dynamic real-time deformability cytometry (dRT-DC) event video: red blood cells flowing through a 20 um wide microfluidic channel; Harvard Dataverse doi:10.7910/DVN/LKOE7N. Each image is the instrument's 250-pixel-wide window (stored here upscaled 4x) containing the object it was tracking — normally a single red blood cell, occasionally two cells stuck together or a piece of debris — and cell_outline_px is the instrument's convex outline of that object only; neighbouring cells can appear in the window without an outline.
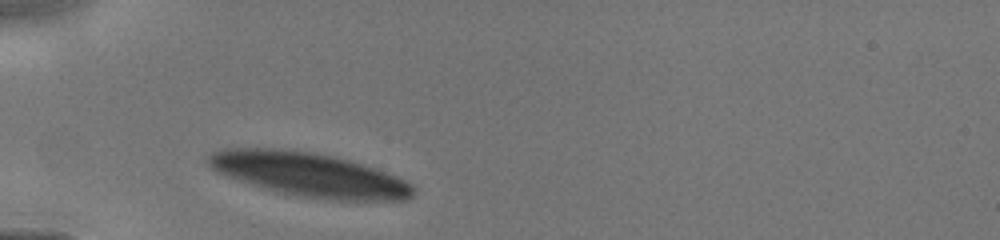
{"species": "human", "species_latin": "Homo sapiens", "temperature_condition": "cold", "stored_images_in_passage": 2, "camera_frame_rate_fps": 3000, "um_per_image_px": 0.085, "donor": {"sex": "male"}, "frame": {"image": 1, "passage_image": 1, "time_ms": 0.0, "image_size_px": [1000, 240], "cell_outline_px": [[416, 192], [408, 200], [328, 200], [296, 196], [264, 188], [216, 172], [208, 164], [208, 156], [212, 152], [224, 148], [284, 148], [316, 152], [336, 156], [352, 160], [376, 168], [396, 176], [412, 184], [416, 188]], "centroid_in_image_um": [26.32, 14.83], "position_along_channel_um": 58.7, "area_um2": 52.94}}
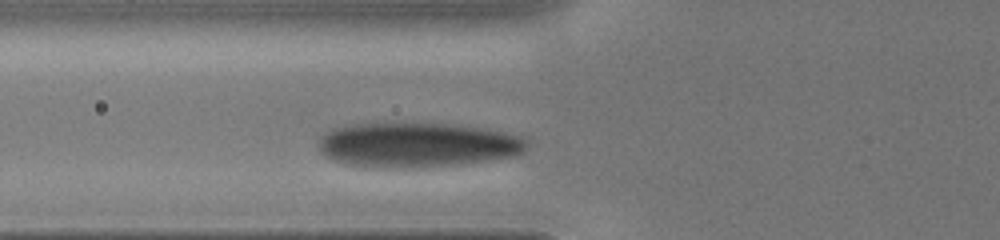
{"frame": {"image": 2, "passage_image": 2, "time_ms": 1.0, "image_size_px": [1000, 240], "cell_outline_px": [[524, 148], [520, 152], [512, 156], [488, 160], [460, 164], [388, 168], [380, 168], [344, 164], [324, 156], [320, 152], [320, 136], [332, 128], [356, 124], [444, 124], [480, 128], [504, 132], [516, 136], [524, 140]], "centroid_in_image_um": [35.35, 12.32], "position_along_channel_um": 90.4, "area_um2": 53.18}}